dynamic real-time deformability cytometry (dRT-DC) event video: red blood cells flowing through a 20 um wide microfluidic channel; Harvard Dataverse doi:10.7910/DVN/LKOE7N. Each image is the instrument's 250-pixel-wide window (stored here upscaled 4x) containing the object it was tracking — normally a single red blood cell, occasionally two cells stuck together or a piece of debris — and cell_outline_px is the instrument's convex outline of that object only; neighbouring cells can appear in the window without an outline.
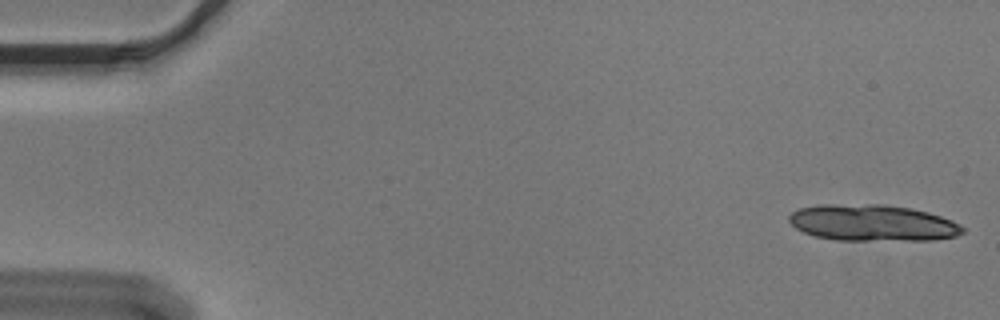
{"species": "Egyptian fruit bat (a non-hibernating species)", "species_latin": "Rousettus aegyptiacus", "temperature_condition": "cold", "stored_images_in_passage": 14, "camera_frame_rate_fps": 3000, "um_per_image_px": 0.085, "animal": {"sex": "male"}, "frame": {"image": 1, "passage_image": 1, "time_ms": 0.0, "image_size_px": [1000, 320], "cell_outline_px": [[964, 232], [956, 236], [932, 240], [836, 240], [816, 236], [804, 232], [796, 228], [788, 220], [788, 216], [792, 212], [800, 208], [820, 204], [884, 204], [912, 208], [928, 212], [952, 220], [960, 224], [964, 228]], "centroid_in_image_um": [74.17, 18.94], "position_along_channel_um": 10.8, "area_um2": 36.99}}